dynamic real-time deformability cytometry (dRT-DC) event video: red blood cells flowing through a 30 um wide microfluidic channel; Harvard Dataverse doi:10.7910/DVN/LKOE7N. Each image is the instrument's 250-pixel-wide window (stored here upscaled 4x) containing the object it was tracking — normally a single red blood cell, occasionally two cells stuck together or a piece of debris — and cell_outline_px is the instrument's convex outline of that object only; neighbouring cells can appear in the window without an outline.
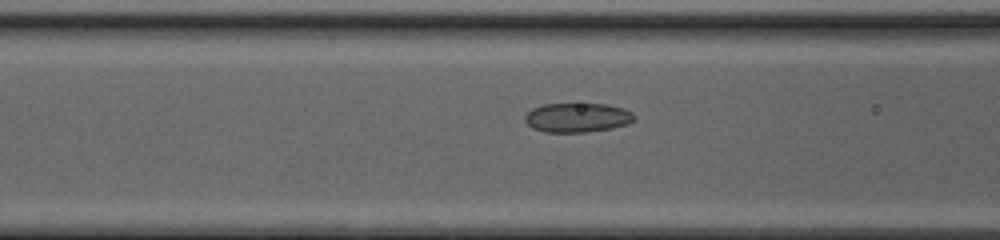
{"species": "common noctule bat (a hibernating species)", "species_latin": "Nyctalus noctula", "temperature_condition": "cold", "stored_images_in_passage": 46, "camera_frame_rate_fps": 3000, "um_per_image_px": 0.085, "animal": {"sex": "female", "body_mass_g": 20.0, "forearm_length_mm": 54.0}, "frame": {"image": 1, "passage_image": 18, "time_ms": 5.667, "image_size_px": [1000, 240], "cell_outline_px": [[636, 120], [628, 124], [612, 128], [584, 132], [544, 132], [532, 128], [524, 120], [524, 116], [532, 108], [544, 104], [608, 104], [624, 108], [632, 112], [636, 116]], "centroid_in_image_um": [49.1, 9.99], "position_along_channel_um": 117.5, "area_um2": 18.84}}
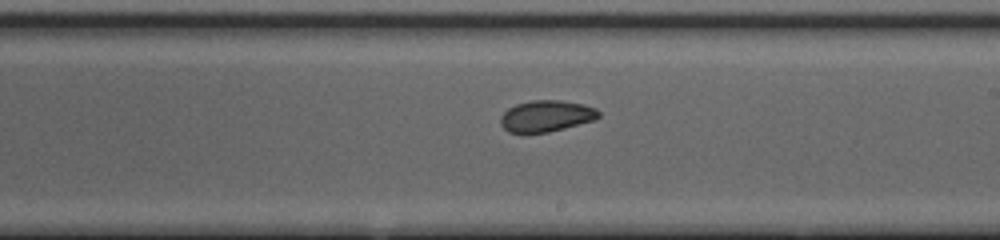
{"frame": {"image": 2, "passage_image": 27, "time_ms": 8.667, "image_size_px": [1000, 240], "cell_outline_px": [[600, 116], [596, 120], [548, 132], [508, 132], [500, 124], [500, 116], [508, 108], [516, 104], [532, 100], [560, 100], [584, 104], [596, 108], [600, 112]], "centroid_in_image_um": [46.45, 9.85], "position_along_channel_um": 242.5, "area_um2": 17.98}}
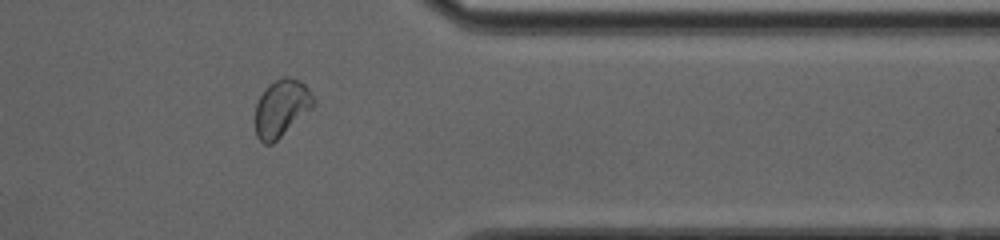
{"frame": {"image": 3, "passage_image": 38, "time_ms": 12.333, "image_size_px": [1000, 240], "cell_outline_px": [[316, 104], [312, 108], [272, 144], [264, 144], [256, 136], [256, 104], [264, 88], [268, 84], [284, 76], [300, 80], [308, 88], [316, 100]], "centroid_in_image_um": [23.93, 9.17], "position_along_channel_um": 387.5, "area_um2": 19.31}, "authors_computed_cell_mechanics": {"area_um2": 19.3052, "velocity_mm_per_s": 4.1823, "shape_relaxation_time_tau1_ms": 10.402, "shape_relaxation_time_tau2_ms": 1.3558, "deformation_change_tau1": 0.1955, "deformation_change_tau2": 0.0462}}